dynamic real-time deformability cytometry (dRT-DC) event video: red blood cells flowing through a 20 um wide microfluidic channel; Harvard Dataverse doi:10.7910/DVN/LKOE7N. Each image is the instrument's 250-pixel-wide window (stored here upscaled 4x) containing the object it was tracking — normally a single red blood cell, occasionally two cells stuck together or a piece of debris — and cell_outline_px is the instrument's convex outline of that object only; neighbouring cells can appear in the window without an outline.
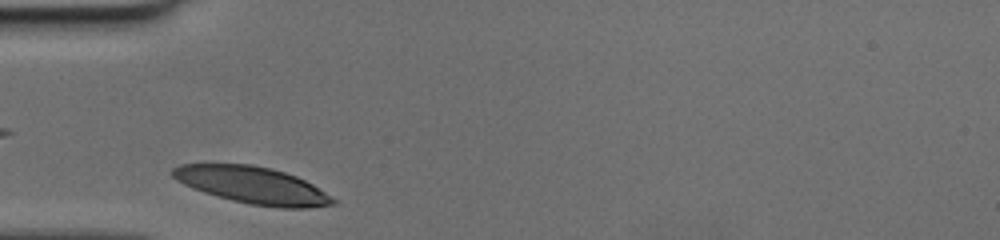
{"species": "human", "species_latin": "Homo sapiens", "temperature_condition": "cold", "stored_images_in_passage": 32, "camera_frame_rate_fps": 3000, "um_per_image_px": 0.085, "donor": {"sex": "female"}, "frame": {"image": 1, "passage_image": 1, "time_ms": 0.0, "image_size_px": [1000, 240], "cell_outline_px": [[336, 204], [304, 208], [280, 208], [252, 204], [232, 200], [204, 192], [192, 188], [176, 180], [172, 176], [172, 168], [180, 164], [252, 164], [272, 168], [296, 176], [312, 184], [332, 196], [336, 200]], "centroid_in_image_um": [21.47, 15.74], "position_along_channel_um": 63.5, "area_um2": 34.39}}
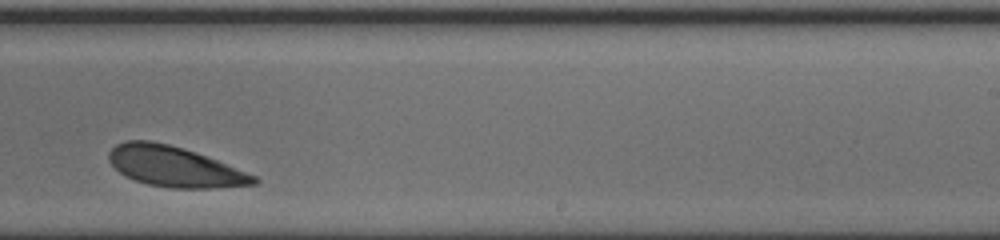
{"frame": {"image": 2, "passage_image": 17, "time_ms": 5.333, "image_size_px": [1000, 240], "cell_outline_px": [[260, 180], [256, 184], [216, 188], [168, 188], [148, 184], [132, 180], [124, 176], [108, 160], [108, 152], [116, 144], [124, 140], [148, 140], [168, 144], [184, 148], [216, 160], [256, 176]], "centroid_in_image_um": [14.79, 14.16], "position_along_channel_um": 274.2, "area_um2": 34.1}}
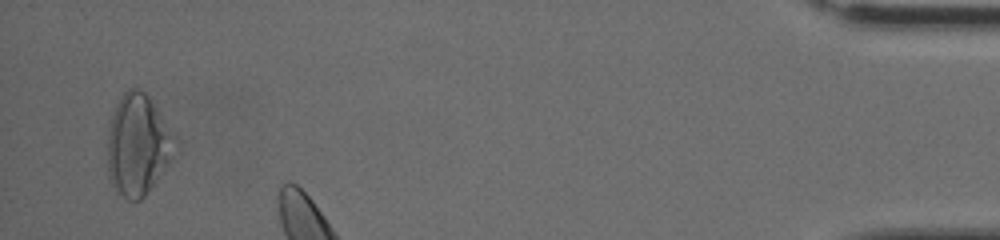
{"frame": {"image": 3, "passage_image": 31, "time_ms": 10.0, "image_size_px": [1000, 240], "cell_outline_px": [[180, 144], [168, 164], [144, 196], [140, 200], [128, 200], [116, 192], [108, 176], [108, 128], [112, 112], [120, 96], [128, 88], [136, 88], [144, 92], [148, 96], [176, 136]], "centroid_in_image_um": [11.72, 12.3], "position_along_channel_um": 423.5, "area_um2": 39.94}}